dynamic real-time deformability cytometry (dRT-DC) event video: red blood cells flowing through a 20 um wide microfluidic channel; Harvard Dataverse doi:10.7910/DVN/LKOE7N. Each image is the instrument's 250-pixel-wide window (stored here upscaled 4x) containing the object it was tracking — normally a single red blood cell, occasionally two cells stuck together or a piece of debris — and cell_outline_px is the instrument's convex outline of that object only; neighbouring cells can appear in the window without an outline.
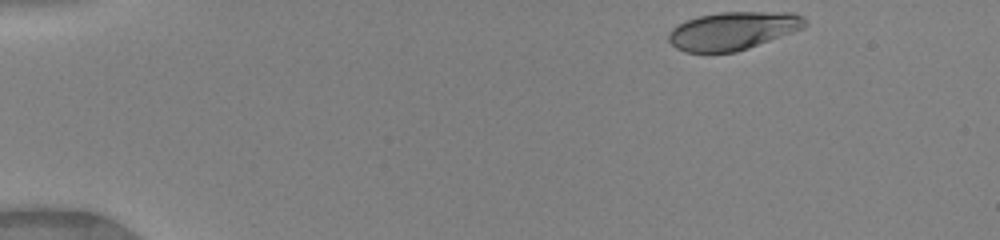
{"species": "human", "species_latin": "Homo sapiens", "temperature_condition": "warm", "stored_images_in_passage": 44, "camera_frame_rate_fps": 3000, "um_per_image_px": 0.085, "donor": {"sex": "female"}, "frame": {"image": 1, "passage_image": 1, "time_ms": 0.0, "image_size_px": [1000, 240], "cell_outline_px": [[808, 24], [804, 28], [748, 48], [736, 52], [684, 52], [676, 48], [668, 40], [668, 32], [672, 28], [684, 20], [700, 16], [720, 12], [792, 12], [808, 20]], "centroid_in_image_um": [62.29, 2.61], "position_along_channel_um": 22.7, "area_um2": 30.29}}
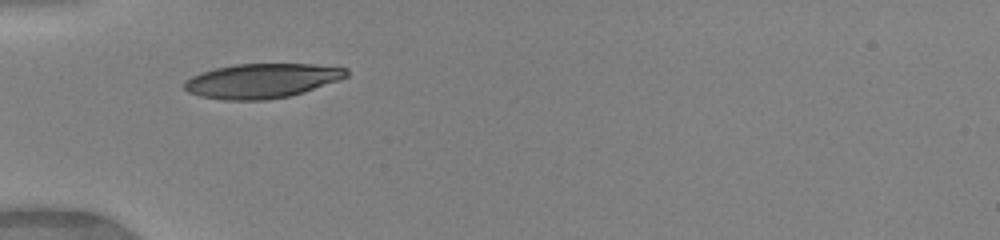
{"frame": {"image": 2, "passage_image": 11, "time_ms": 3.333, "image_size_px": [1000, 240], "cell_outline_px": [[348, 76], [340, 80], [292, 96], [264, 100], [224, 100], [200, 96], [188, 92], [184, 88], [184, 80], [200, 72], [216, 68], [236, 64], [312, 64], [348, 68]], "centroid_in_image_um": [22.26, 6.87], "position_along_channel_um": 62.7, "area_um2": 32.77}}
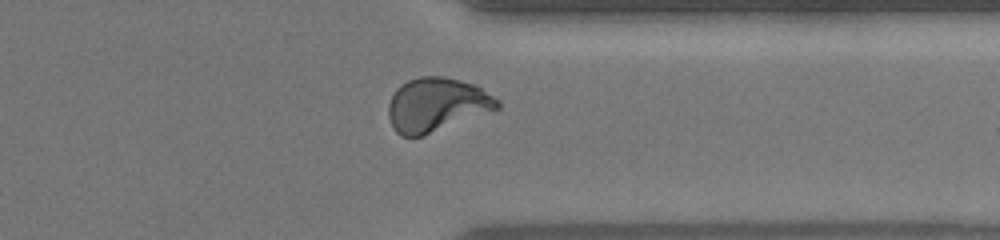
{"frame": {"image": 3, "passage_image": 34, "time_ms": 11.0, "image_size_px": [1000, 240], "cell_outline_px": [[500, 108], [420, 136], [400, 136], [392, 128], [388, 116], [388, 104], [396, 88], [400, 84], [408, 80], [420, 76], [444, 76], [476, 84], [500, 100]], "centroid_in_image_um": [37.1, 8.88], "position_along_channel_um": 374.3, "area_um2": 34.16}, "authors_computed_cell_mechanics": {"area_um2": 32.9749, "velocity_mm_per_s": 4.1316, "shape_relaxation_time_tau1_ms": 3.2309, "shape_relaxation_time_tau2_ms": null, "deformation_change_tau1": 0.1931, "deformation_change_tau2": null}}